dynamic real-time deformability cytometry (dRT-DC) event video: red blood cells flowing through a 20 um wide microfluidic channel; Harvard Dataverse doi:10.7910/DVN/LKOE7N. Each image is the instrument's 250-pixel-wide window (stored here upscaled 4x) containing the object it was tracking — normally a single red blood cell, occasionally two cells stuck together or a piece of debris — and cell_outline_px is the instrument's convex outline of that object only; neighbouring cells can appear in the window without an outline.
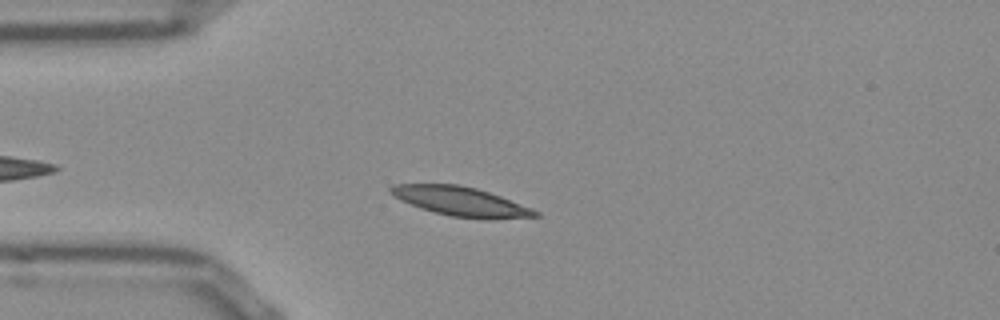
{"species": "Egyptian fruit bat (a non-hibernating species)", "species_latin": "Rousettus aegyptiacus", "temperature_condition": "room temperature", "stored_images_in_passage": 35, "camera_frame_rate_fps": 3000, "um_per_image_px": 0.085, "frame": {"image": 1, "passage_image": 7, "time_ms": 2.0, "image_size_px": [1000, 320], "cell_outline_px": [[540, 216], [488, 220], [448, 216], [420, 208], [400, 200], [392, 196], [388, 192], [388, 188], [392, 184], [456, 184], [476, 188], [500, 196], [532, 208], [540, 212]], "centroid_in_image_um": [39.14, 17.13], "position_along_channel_um": 45.9, "area_um2": 24.85}}
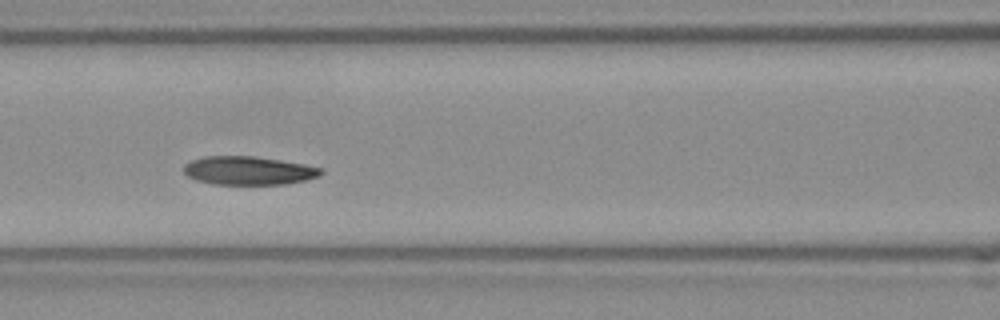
{"frame": {"image": 2, "passage_image": 16, "time_ms": 5.0, "image_size_px": [1000, 320], "cell_outline_px": [[324, 172], [320, 176], [308, 180], [288, 184], [212, 184], [196, 180], [188, 176], [184, 172], [184, 164], [192, 160], [204, 156], [252, 156], [280, 160], [304, 164], [324, 168]], "centroid_in_image_um": [21.17, 14.5], "position_along_channel_um": 145.4, "area_um2": 22.95}}
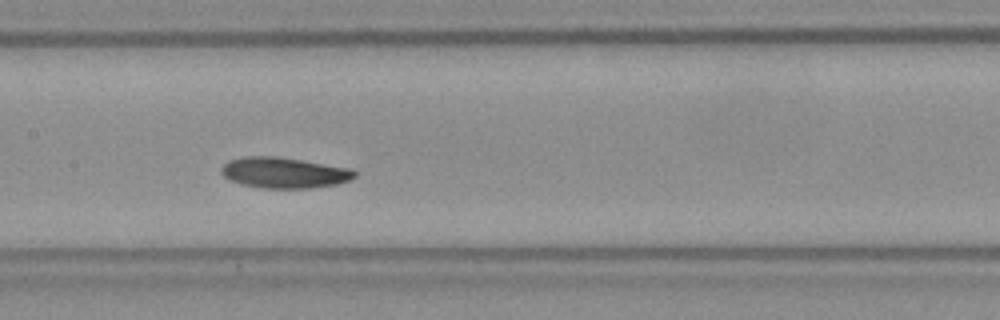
{"frame": {"image": 3, "passage_image": 19, "time_ms": 6.0, "image_size_px": [1000, 320], "cell_outline_px": [[356, 176], [348, 180], [336, 184], [308, 188], [260, 188], [240, 184], [224, 176], [220, 172], [220, 168], [228, 160], [244, 156], [276, 156], [352, 168], [356, 172]], "centroid_in_image_um": [24.12, 14.67], "position_along_channel_um": 183.3, "area_um2": 23.93}, "authors_computed_cell_mechanics": {"area_um2": 23.409, "velocity_mm_per_s": 3.7859, "shape_relaxation_time_tau1_ms": 3.6196, "shape_relaxation_time_tau2_ms": null, "deformation_change_tau1": 0.0973, "deformation_change_tau2": null}}